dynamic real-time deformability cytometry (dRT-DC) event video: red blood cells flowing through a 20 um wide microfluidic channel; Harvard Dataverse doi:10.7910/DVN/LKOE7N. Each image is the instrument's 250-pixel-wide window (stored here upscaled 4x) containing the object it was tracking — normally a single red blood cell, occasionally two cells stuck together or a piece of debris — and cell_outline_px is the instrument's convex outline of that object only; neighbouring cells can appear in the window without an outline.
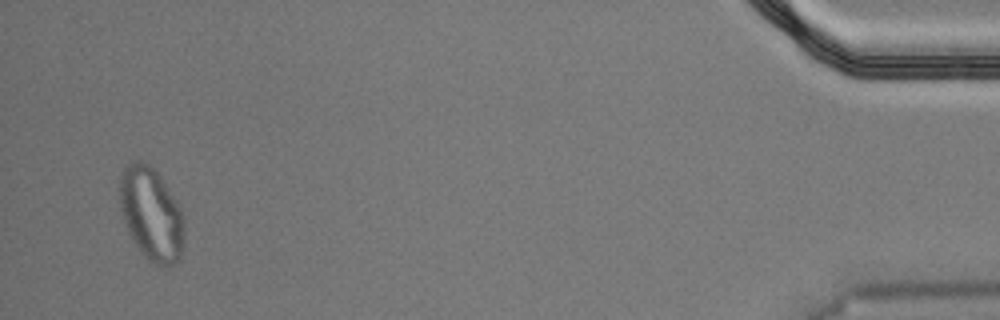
{"species": "Egyptian fruit bat (a non-hibernating species)", "species_latin": "Rousettus aegyptiacus", "temperature_condition": "cold", "stored_images_in_passage": 46, "segment_of_instrument_passage": [2, 2], "camera_frame_rate_fps": 3000, "um_per_image_px": 0.085, "animal": {"sex": "male"}, "frame": {"image": 1, "passage_image": 43, "time_ms": 14.0, "image_size_px": [1000, 320], "cell_outline_px": [[184, 244], [180, 260], [176, 264], [152, 264], [144, 256], [128, 232], [120, 208], [120, 176], [124, 168], [128, 164], [136, 160], [140, 160], [148, 164], [156, 172], [176, 200], [184, 216]], "centroid_in_image_um": [12.88, 18.21], "position_along_channel_um": 422.3, "area_um2": 34.85}}